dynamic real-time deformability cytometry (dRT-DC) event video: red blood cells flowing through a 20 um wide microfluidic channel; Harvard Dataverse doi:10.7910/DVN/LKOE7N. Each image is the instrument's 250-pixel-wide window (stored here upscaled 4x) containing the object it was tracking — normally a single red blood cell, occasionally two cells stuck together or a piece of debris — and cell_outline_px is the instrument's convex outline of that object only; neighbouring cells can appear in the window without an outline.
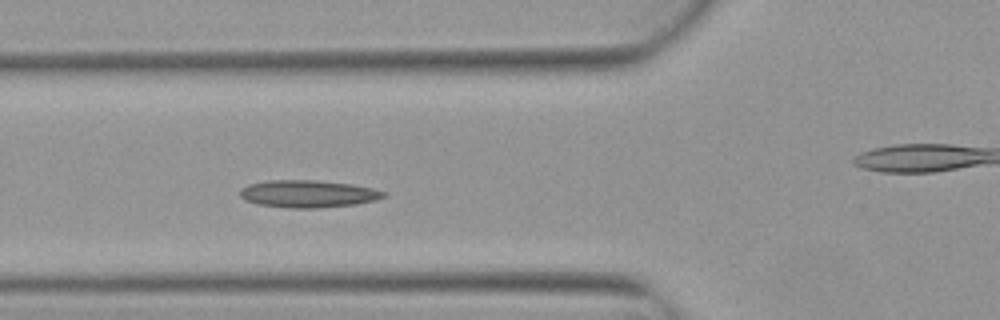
{"species": "Egyptian fruit bat (a non-hibernating species)", "species_latin": "Rousettus aegyptiacus", "temperature_condition": "warm", "stored_images_in_passage": 4, "camera_frame_rate_fps": 3000, "um_per_image_px": 0.085, "animal": {"sex": "female"}, "frame": {"image": 1, "passage_image": 3, "time_ms": 0.667, "image_size_px": [1000, 320], "cell_outline_px": [[388, 196], [376, 200], [356, 204], [316, 208], [292, 208], [256, 204], [244, 200], [240, 196], [240, 188], [248, 184], [268, 180], [316, 180], [352, 184], [372, 188], [388, 192]], "centroid_in_image_um": [26.19, 16.47], "position_along_channel_um": 99.6, "area_um2": 23.12}}